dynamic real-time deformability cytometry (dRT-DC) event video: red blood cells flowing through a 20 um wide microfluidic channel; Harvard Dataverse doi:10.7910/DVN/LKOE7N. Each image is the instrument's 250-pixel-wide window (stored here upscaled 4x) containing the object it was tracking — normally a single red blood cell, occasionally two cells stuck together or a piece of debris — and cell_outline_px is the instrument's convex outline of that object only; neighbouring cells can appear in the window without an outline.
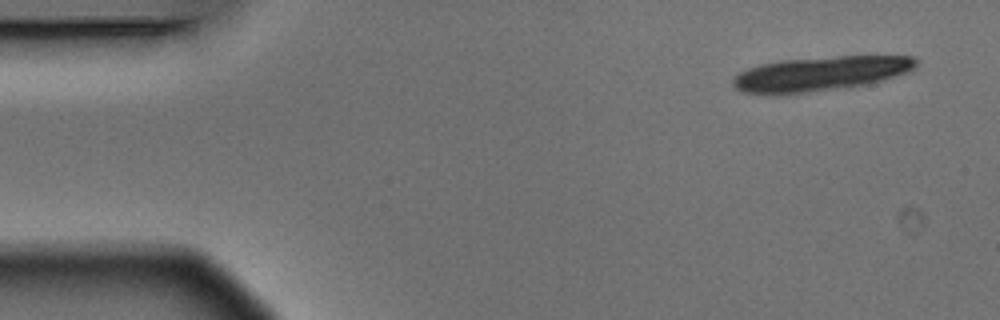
{"species": "Egyptian fruit bat (a non-hibernating species)", "species_latin": "Rousettus aegyptiacus", "temperature_condition": "warm", "stored_images_in_passage": 4, "camera_frame_rate_fps": 3000, "um_per_image_px": 0.085, "animal": {"sex": "male"}, "frame": {"image": 1, "passage_image": 1, "time_ms": 0.0, "image_size_px": [1000, 320], "cell_outline_px": [[920, 60], [908, 72], [868, 84], [780, 96], [772, 96], [744, 92], [736, 88], [732, 84], [732, 80], [740, 72], [748, 68], [760, 64], [780, 60], [836, 56], [912, 56]], "centroid_in_image_um": [69.68, 6.28], "position_along_channel_um": 15.3, "area_um2": 37.05}}